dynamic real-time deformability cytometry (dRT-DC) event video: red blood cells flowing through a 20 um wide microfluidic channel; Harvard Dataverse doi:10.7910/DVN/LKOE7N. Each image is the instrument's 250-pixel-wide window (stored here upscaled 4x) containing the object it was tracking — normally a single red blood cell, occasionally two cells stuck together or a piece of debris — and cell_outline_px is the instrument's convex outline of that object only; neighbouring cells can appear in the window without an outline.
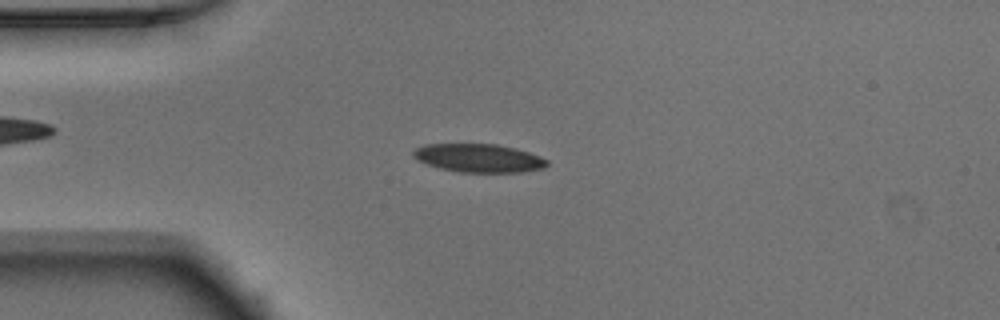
{"species": "Egyptian fruit bat (a non-hibernating species)", "species_latin": "Rousettus aegyptiacus", "temperature_condition": "warm", "stored_images_in_passage": 51, "camera_frame_rate_fps": 3000, "um_per_image_px": 0.085, "animal": {"sex": "male"}, "frame": {"image": 1, "passage_image": 13, "time_ms": 4.0, "image_size_px": [1000, 320], "cell_outline_px": [[548, 164], [544, 168], [520, 172], [460, 172], [440, 168], [416, 160], [412, 156], [412, 148], [424, 144], [496, 144], [516, 148], [540, 156], [548, 160]], "centroid_in_image_um": [40.65, 13.43], "position_along_channel_um": 44.3, "area_um2": 22.25}}
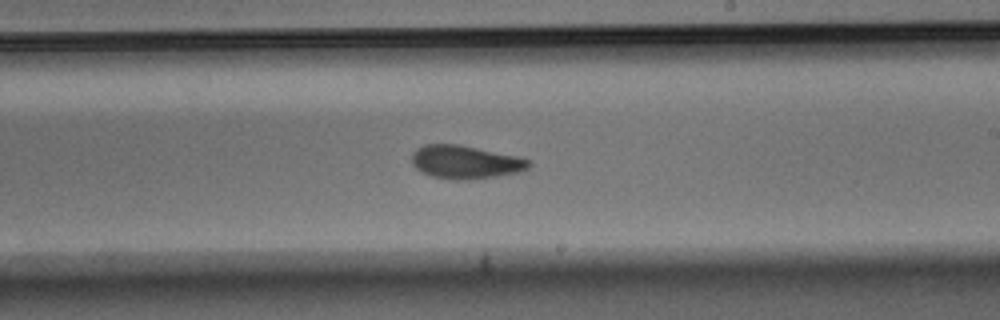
{"frame": {"image": 2, "passage_image": 30, "time_ms": 9.667, "image_size_px": [1000, 320], "cell_outline_px": [[532, 164], [528, 168], [520, 172], [472, 180], [456, 180], [432, 176], [420, 172], [412, 164], [412, 152], [416, 148], [424, 144], [460, 144], [520, 156], [532, 160]], "centroid_in_image_um": [39.58, 13.77], "position_along_channel_um": 249.4, "area_um2": 23.18}}
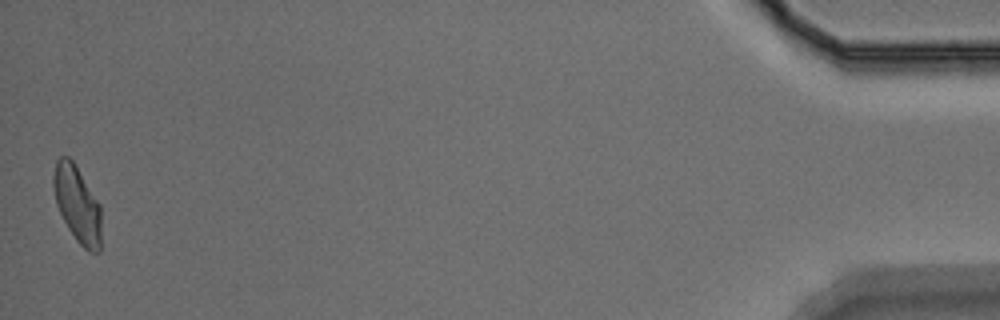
{"frame": {"image": 3, "passage_image": 51, "time_ms": 16.667, "image_size_px": [1000, 320], "cell_outline_px": [[100, 252], [88, 252], [76, 240], [68, 228], [56, 204], [52, 184], [52, 176], [56, 160], [60, 156], [68, 156], [76, 164], [100, 204]], "centroid_in_image_um": [6.55, 17.32], "position_along_channel_um": 428.6, "area_um2": 21.44}, "authors_computed_cell_mechanics": {"area_um2": 22.253, "velocity_mm_per_s": 3.9112, "shape_relaxation_time_tau1_ms": 3.2299, "shape_relaxation_time_tau2_ms": 2.6536, "deformation_change_tau1": 0.1155, "deformation_change_tau2": 0.0868}}